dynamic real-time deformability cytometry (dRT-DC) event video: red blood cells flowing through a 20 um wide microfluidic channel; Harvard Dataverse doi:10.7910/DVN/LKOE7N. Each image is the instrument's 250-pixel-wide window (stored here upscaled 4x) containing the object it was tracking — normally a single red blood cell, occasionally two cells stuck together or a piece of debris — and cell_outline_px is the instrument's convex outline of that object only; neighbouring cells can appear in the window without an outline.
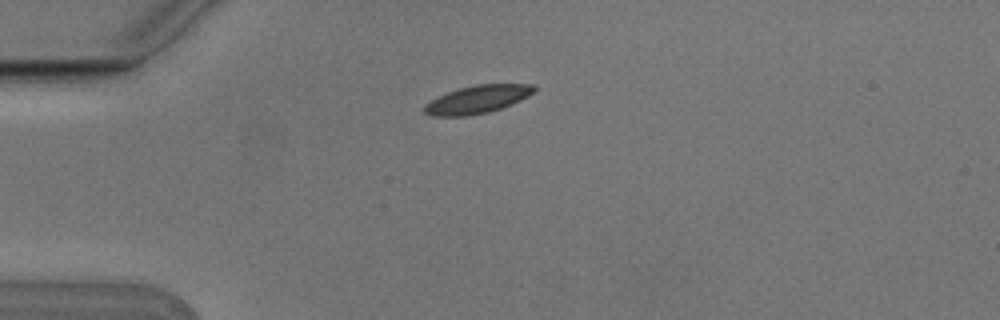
{"species": "Egyptian fruit bat (a non-hibernating species)", "species_latin": "Rousettus aegyptiacus", "temperature_condition": "cold", "stored_images_in_passage": 5, "camera_frame_rate_fps": 3000, "um_per_image_px": 0.085, "animal": {"sex": "male"}, "frame": {"image": 1, "passage_image": 1, "time_ms": 0.0, "image_size_px": [1000, 320], "cell_outline_px": [[536, 92], [512, 104], [488, 112], [464, 116], [432, 116], [424, 112], [424, 104], [436, 96], [460, 88], [476, 84], [532, 84], [536, 88]], "centroid_in_image_um": [40.57, 8.44], "position_along_channel_um": 44.4, "area_um2": 17.86}}
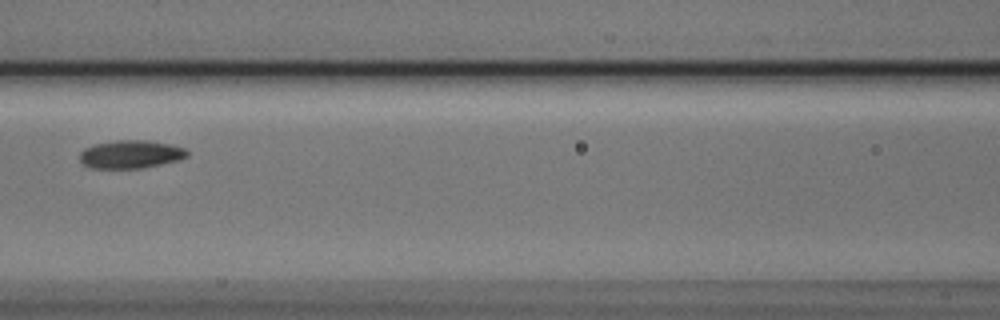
{"frame": {"image": 2, "passage_image": 4, "time_ms": 1.0, "image_size_px": [1000, 320], "cell_outline_px": [[188, 156], [180, 160], [144, 168], [92, 168], [84, 164], [80, 160], [80, 152], [84, 148], [92, 144], [116, 140], [144, 140], [168, 144], [184, 148], [188, 152]], "centroid_in_image_um": [11.1, 13.11], "position_along_channel_um": 155.5, "area_um2": 17.63}}
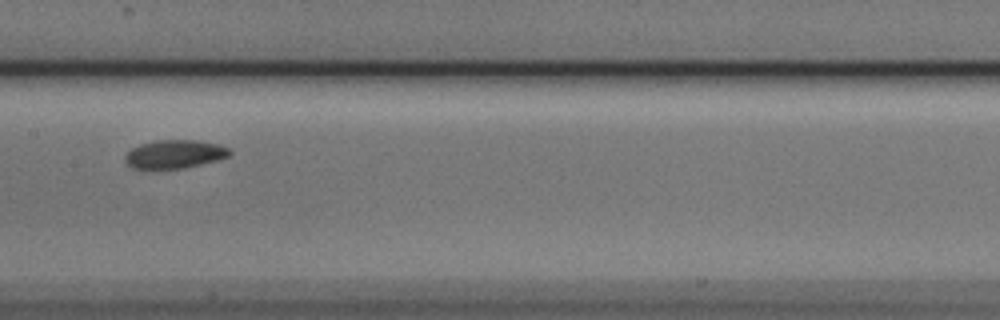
{"frame": {"image": 3, "passage_image": 5, "time_ms": 1.333, "image_size_px": [1000, 320], "cell_outline_px": [[232, 152], [228, 156], [220, 160], [184, 168], [156, 172], [132, 168], [124, 160], [124, 156], [132, 148], [140, 144], [156, 140], [196, 140], [216, 144], [228, 148]], "centroid_in_image_um": [14.79, 13.15], "position_along_channel_um": 192.6, "area_um2": 17.98}}